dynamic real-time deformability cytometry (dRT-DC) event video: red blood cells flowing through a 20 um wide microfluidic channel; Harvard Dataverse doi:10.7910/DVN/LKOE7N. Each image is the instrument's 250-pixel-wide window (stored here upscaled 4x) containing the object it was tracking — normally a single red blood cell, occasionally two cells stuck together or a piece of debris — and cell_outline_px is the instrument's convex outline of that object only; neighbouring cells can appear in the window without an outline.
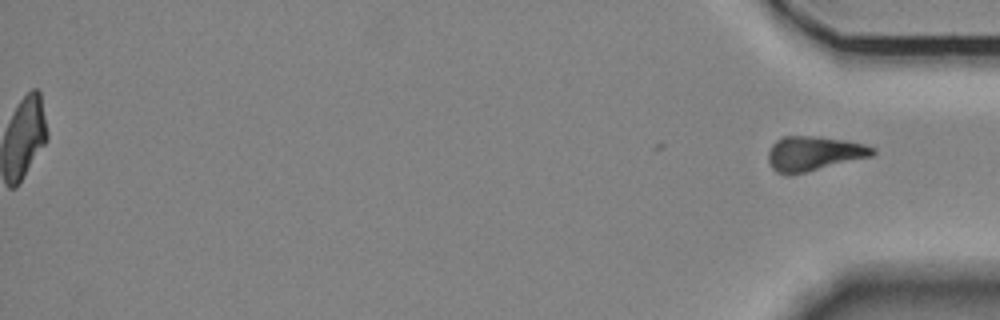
{"species": "Egyptian fruit bat (a non-hibernating species)", "species_latin": "Rousettus aegyptiacus", "temperature_condition": "room temperature", "stored_images_in_passage": 46, "segment_of_instrument_passage": [2, 2], "camera_frame_rate_fps": 3000, "um_per_image_px": 0.085, "animal": {"sex": "female"}, "frame": {"image": 1, "passage_image": 46, "time_ms": 15.0, "image_size_px": [1000, 320], "cell_outline_px": [[876, 152], [872, 156], [804, 172], [776, 172], [772, 168], [768, 160], [768, 152], [772, 144], [776, 140], [784, 136], [820, 136], [844, 140], [864, 144], [876, 148]], "centroid_in_image_um": [69.2, 13.01], "position_along_channel_um": 366.0, "area_um2": 20.63}}